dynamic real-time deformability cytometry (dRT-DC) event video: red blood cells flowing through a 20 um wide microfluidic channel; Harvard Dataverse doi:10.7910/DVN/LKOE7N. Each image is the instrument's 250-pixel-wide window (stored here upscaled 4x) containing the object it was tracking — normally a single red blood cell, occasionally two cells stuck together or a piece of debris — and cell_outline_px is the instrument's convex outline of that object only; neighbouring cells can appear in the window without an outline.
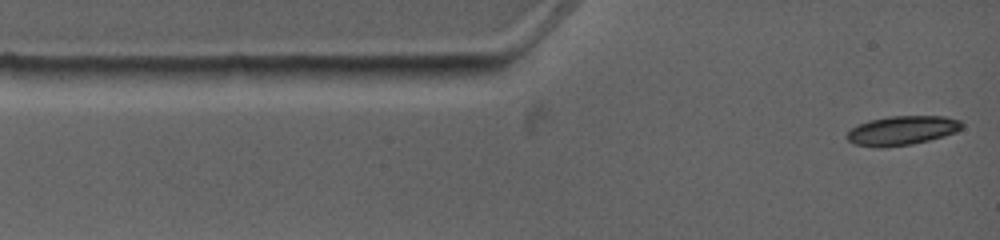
{"species": "common noctule bat (a hibernating species)", "species_latin": "Nyctalus noctula", "temperature_condition": "warm", "stored_images_in_passage": 3, "camera_frame_rate_fps": 4500, "um_per_image_px": 0.085, "animal": {"sex": "female", "body_mass_g": 19.0, "forearm_length_mm": 53.3}, "frame": {"image": 1, "passage_image": 1, "time_ms": 0.0, "image_size_px": [1000, 240], "cell_outline_px": [[964, 128], [956, 132], [944, 136], [912, 144], [880, 148], [876, 148], [856, 144], [848, 140], [844, 136], [852, 128], [868, 120], [888, 116], [944, 116], [960, 120], [964, 124]], "centroid_in_image_um": [76.69, 11.09], "position_along_channel_um": 8.3, "area_um2": 19.71}}
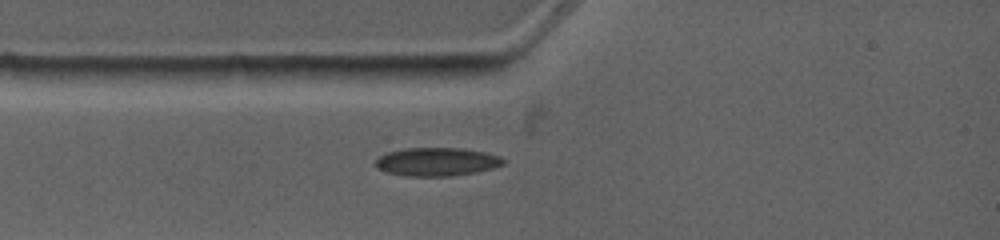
{"frame": {"image": 2, "passage_image": 3, "time_ms": 2.0, "image_size_px": [1000, 240], "cell_outline_px": [[504, 164], [492, 168], [476, 172], [452, 176], [404, 176], [388, 172], [376, 168], [372, 164], [380, 156], [388, 152], [404, 148], [464, 148], [484, 152], [500, 156], [504, 160]], "centroid_in_image_um": [37.1, 13.75], "position_along_channel_um": 47.9, "area_um2": 21.21}}